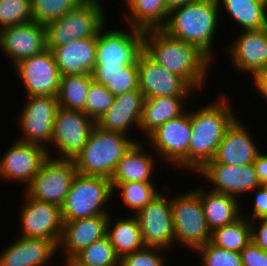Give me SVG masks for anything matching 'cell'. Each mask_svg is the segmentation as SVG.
I'll list each match as a JSON object with an SVG mask.
<instances>
[{"label": "cell", "mask_w": 267, "mask_h": 266, "mask_svg": "<svg viewBox=\"0 0 267 266\" xmlns=\"http://www.w3.org/2000/svg\"><path fill=\"white\" fill-rule=\"evenodd\" d=\"M143 52L168 72L182 77L195 91L205 85L213 63L196 45L173 38L162 29L144 31Z\"/></svg>", "instance_id": "cell-1"}, {"label": "cell", "mask_w": 267, "mask_h": 266, "mask_svg": "<svg viewBox=\"0 0 267 266\" xmlns=\"http://www.w3.org/2000/svg\"><path fill=\"white\" fill-rule=\"evenodd\" d=\"M219 98L191 112L192 136L189 145L191 171L198 172L213 159L225 131L237 118L227 98L223 96Z\"/></svg>", "instance_id": "cell-2"}, {"label": "cell", "mask_w": 267, "mask_h": 266, "mask_svg": "<svg viewBox=\"0 0 267 266\" xmlns=\"http://www.w3.org/2000/svg\"><path fill=\"white\" fill-rule=\"evenodd\" d=\"M219 9L217 0H199L178 6L170 10L162 30L173 38L196 45L212 60Z\"/></svg>", "instance_id": "cell-3"}, {"label": "cell", "mask_w": 267, "mask_h": 266, "mask_svg": "<svg viewBox=\"0 0 267 266\" xmlns=\"http://www.w3.org/2000/svg\"><path fill=\"white\" fill-rule=\"evenodd\" d=\"M135 142L126 134L106 131L95 125L86 145L73 158L77 173L111 179L118 162Z\"/></svg>", "instance_id": "cell-4"}, {"label": "cell", "mask_w": 267, "mask_h": 266, "mask_svg": "<svg viewBox=\"0 0 267 266\" xmlns=\"http://www.w3.org/2000/svg\"><path fill=\"white\" fill-rule=\"evenodd\" d=\"M112 195L110 179L77 173L61 206L63 221L109 215L103 205H107Z\"/></svg>", "instance_id": "cell-5"}, {"label": "cell", "mask_w": 267, "mask_h": 266, "mask_svg": "<svg viewBox=\"0 0 267 266\" xmlns=\"http://www.w3.org/2000/svg\"><path fill=\"white\" fill-rule=\"evenodd\" d=\"M176 244L196 251L211 240L198 187L170 198ZM182 243V244H181Z\"/></svg>", "instance_id": "cell-6"}, {"label": "cell", "mask_w": 267, "mask_h": 266, "mask_svg": "<svg viewBox=\"0 0 267 266\" xmlns=\"http://www.w3.org/2000/svg\"><path fill=\"white\" fill-rule=\"evenodd\" d=\"M102 6L80 4L60 18L45 25L47 47H60L73 40L97 37L106 23Z\"/></svg>", "instance_id": "cell-7"}, {"label": "cell", "mask_w": 267, "mask_h": 266, "mask_svg": "<svg viewBox=\"0 0 267 266\" xmlns=\"http://www.w3.org/2000/svg\"><path fill=\"white\" fill-rule=\"evenodd\" d=\"M76 174L73 159L48 156L24 190L30 198L61 207Z\"/></svg>", "instance_id": "cell-8"}, {"label": "cell", "mask_w": 267, "mask_h": 266, "mask_svg": "<svg viewBox=\"0 0 267 266\" xmlns=\"http://www.w3.org/2000/svg\"><path fill=\"white\" fill-rule=\"evenodd\" d=\"M192 136L191 111L167 121L147 138L161 159L189 170V145ZM163 156V157H162Z\"/></svg>", "instance_id": "cell-9"}, {"label": "cell", "mask_w": 267, "mask_h": 266, "mask_svg": "<svg viewBox=\"0 0 267 266\" xmlns=\"http://www.w3.org/2000/svg\"><path fill=\"white\" fill-rule=\"evenodd\" d=\"M126 30H106L103 27L97 35L95 66H112L126 68L137 61L143 51L144 31L128 26Z\"/></svg>", "instance_id": "cell-10"}, {"label": "cell", "mask_w": 267, "mask_h": 266, "mask_svg": "<svg viewBox=\"0 0 267 266\" xmlns=\"http://www.w3.org/2000/svg\"><path fill=\"white\" fill-rule=\"evenodd\" d=\"M95 121L83 111L58 107L53 124L52 140L60 159H73L86 145Z\"/></svg>", "instance_id": "cell-11"}, {"label": "cell", "mask_w": 267, "mask_h": 266, "mask_svg": "<svg viewBox=\"0 0 267 266\" xmlns=\"http://www.w3.org/2000/svg\"><path fill=\"white\" fill-rule=\"evenodd\" d=\"M20 114V128L24 134L19 141L37 144L46 148L51 144L53 124L59 107L57 96H29ZM44 142V143H43Z\"/></svg>", "instance_id": "cell-12"}, {"label": "cell", "mask_w": 267, "mask_h": 266, "mask_svg": "<svg viewBox=\"0 0 267 266\" xmlns=\"http://www.w3.org/2000/svg\"><path fill=\"white\" fill-rule=\"evenodd\" d=\"M15 71L29 96H57L61 73L51 50L23 59Z\"/></svg>", "instance_id": "cell-13"}, {"label": "cell", "mask_w": 267, "mask_h": 266, "mask_svg": "<svg viewBox=\"0 0 267 266\" xmlns=\"http://www.w3.org/2000/svg\"><path fill=\"white\" fill-rule=\"evenodd\" d=\"M135 216L138 219L145 246L168 250L175 243L173 213L169 196L166 197L160 193L140 209Z\"/></svg>", "instance_id": "cell-14"}, {"label": "cell", "mask_w": 267, "mask_h": 266, "mask_svg": "<svg viewBox=\"0 0 267 266\" xmlns=\"http://www.w3.org/2000/svg\"><path fill=\"white\" fill-rule=\"evenodd\" d=\"M24 195L26 199L19 214L23 231L20 237L43 238L58 245L64 223L61 207L30 198L25 192Z\"/></svg>", "instance_id": "cell-15"}, {"label": "cell", "mask_w": 267, "mask_h": 266, "mask_svg": "<svg viewBox=\"0 0 267 266\" xmlns=\"http://www.w3.org/2000/svg\"><path fill=\"white\" fill-rule=\"evenodd\" d=\"M139 90L145 99L155 97H189L194 89L180 76L156 64L143 51L138 55Z\"/></svg>", "instance_id": "cell-16"}, {"label": "cell", "mask_w": 267, "mask_h": 266, "mask_svg": "<svg viewBox=\"0 0 267 266\" xmlns=\"http://www.w3.org/2000/svg\"><path fill=\"white\" fill-rule=\"evenodd\" d=\"M0 47L13 64L47 49L44 24L30 21L0 30Z\"/></svg>", "instance_id": "cell-17"}, {"label": "cell", "mask_w": 267, "mask_h": 266, "mask_svg": "<svg viewBox=\"0 0 267 266\" xmlns=\"http://www.w3.org/2000/svg\"><path fill=\"white\" fill-rule=\"evenodd\" d=\"M47 157L43 146L17 140L1 157L0 176L7 180L25 182L26 188Z\"/></svg>", "instance_id": "cell-18"}, {"label": "cell", "mask_w": 267, "mask_h": 266, "mask_svg": "<svg viewBox=\"0 0 267 266\" xmlns=\"http://www.w3.org/2000/svg\"><path fill=\"white\" fill-rule=\"evenodd\" d=\"M197 173H201L214 188L211 191L237 196L254 191L260 186L253 164L231 166L220 163H206ZM252 190V191H251Z\"/></svg>", "instance_id": "cell-19"}, {"label": "cell", "mask_w": 267, "mask_h": 266, "mask_svg": "<svg viewBox=\"0 0 267 266\" xmlns=\"http://www.w3.org/2000/svg\"><path fill=\"white\" fill-rule=\"evenodd\" d=\"M241 31L228 53L237 70L254 78L267 68V28Z\"/></svg>", "instance_id": "cell-20"}, {"label": "cell", "mask_w": 267, "mask_h": 266, "mask_svg": "<svg viewBox=\"0 0 267 266\" xmlns=\"http://www.w3.org/2000/svg\"><path fill=\"white\" fill-rule=\"evenodd\" d=\"M260 152L249 132L237 117L225 131L213 159L207 163L231 166L253 164Z\"/></svg>", "instance_id": "cell-21"}, {"label": "cell", "mask_w": 267, "mask_h": 266, "mask_svg": "<svg viewBox=\"0 0 267 266\" xmlns=\"http://www.w3.org/2000/svg\"><path fill=\"white\" fill-rule=\"evenodd\" d=\"M108 220L109 215H96L89 218L63 221L58 249L63 246L61 248L63 255L74 257L82 249L106 236Z\"/></svg>", "instance_id": "cell-22"}, {"label": "cell", "mask_w": 267, "mask_h": 266, "mask_svg": "<svg viewBox=\"0 0 267 266\" xmlns=\"http://www.w3.org/2000/svg\"><path fill=\"white\" fill-rule=\"evenodd\" d=\"M144 100L139 88L116 96L112 106L95 122L96 126L126 135L133 124L139 129Z\"/></svg>", "instance_id": "cell-23"}, {"label": "cell", "mask_w": 267, "mask_h": 266, "mask_svg": "<svg viewBox=\"0 0 267 266\" xmlns=\"http://www.w3.org/2000/svg\"><path fill=\"white\" fill-rule=\"evenodd\" d=\"M51 50L63 75L91 74L96 65L97 37L73 40Z\"/></svg>", "instance_id": "cell-24"}, {"label": "cell", "mask_w": 267, "mask_h": 266, "mask_svg": "<svg viewBox=\"0 0 267 266\" xmlns=\"http://www.w3.org/2000/svg\"><path fill=\"white\" fill-rule=\"evenodd\" d=\"M58 245L43 238L20 237L0 253V266H45L55 256Z\"/></svg>", "instance_id": "cell-25"}, {"label": "cell", "mask_w": 267, "mask_h": 266, "mask_svg": "<svg viewBox=\"0 0 267 266\" xmlns=\"http://www.w3.org/2000/svg\"><path fill=\"white\" fill-rule=\"evenodd\" d=\"M199 196L207 226L211 232L216 228L234 223L242 216L240 203L234 196L211 190L205 192L203 187L199 188Z\"/></svg>", "instance_id": "cell-26"}, {"label": "cell", "mask_w": 267, "mask_h": 266, "mask_svg": "<svg viewBox=\"0 0 267 266\" xmlns=\"http://www.w3.org/2000/svg\"><path fill=\"white\" fill-rule=\"evenodd\" d=\"M144 150L140 142H135L118 162L111 183L152 182L155 161Z\"/></svg>", "instance_id": "cell-27"}, {"label": "cell", "mask_w": 267, "mask_h": 266, "mask_svg": "<svg viewBox=\"0 0 267 266\" xmlns=\"http://www.w3.org/2000/svg\"><path fill=\"white\" fill-rule=\"evenodd\" d=\"M186 98L167 96L145 99L139 126L140 132L146 134L145 136L148 137L167 121L180 117L185 113L183 111L185 108L183 102Z\"/></svg>", "instance_id": "cell-28"}, {"label": "cell", "mask_w": 267, "mask_h": 266, "mask_svg": "<svg viewBox=\"0 0 267 266\" xmlns=\"http://www.w3.org/2000/svg\"><path fill=\"white\" fill-rule=\"evenodd\" d=\"M121 1L129 8L130 14L125 13L124 20L130 27L147 31L162 29L165 26L170 12L165 0Z\"/></svg>", "instance_id": "cell-29"}, {"label": "cell", "mask_w": 267, "mask_h": 266, "mask_svg": "<svg viewBox=\"0 0 267 266\" xmlns=\"http://www.w3.org/2000/svg\"><path fill=\"white\" fill-rule=\"evenodd\" d=\"M110 216L107 223L106 236L119 259L145 246L138 219L134 214L130 218H119L118 221L116 219L113 228Z\"/></svg>", "instance_id": "cell-30"}, {"label": "cell", "mask_w": 267, "mask_h": 266, "mask_svg": "<svg viewBox=\"0 0 267 266\" xmlns=\"http://www.w3.org/2000/svg\"><path fill=\"white\" fill-rule=\"evenodd\" d=\"M243 30L267 28V6L257 0H217Z\"/></svg>", "instance_id": "cell-31"}, {"label": "cell", "mask_w": 267, "mask_h": 266, "mask_svg": "<svg viewBox=\"0 0 267 266\" xmlns=\"http://www.w3.org/2000/svg\"><path fill=\"white\" fill-rule=\"evenodd\" d=\"M93 83L91 74L61 76L57 95L59 106L85 113L87 92Z\"/></svg>", "instance_id": "cell-32"}, {"label": "cell", "mask_w": 267, "mask_h": 266, "mask_svg": "<svg viewBox=\"0 0 267 266\" xmlns=\"http://www.w3.org/2000/svg\"><path fill=\"white\" fill-rule=\"evenodd\" d=\"M210 242L225 250L241 252L251 242V223L241 216L234 223L214 229Z\"/></svg>", "instance_id": "cell-33"}, {"label": "cell", "mask_w": 267, "mask_h": 266, "mask_svg": "<svg viewBox=\"0 0 267 266\" xmlns=\"http://www.w3.org/2000/svg\"><path fill=\"white\" fill-rule=\"evenodd\" d=\"M111 186L113 193L115 189L119 190L121 200L134 215L160 194L152 182L111 183Z\"/></svg>", "instance_id": "cell-34"}, {"label": "cell", "mask_w": 267, "mask_h": 266, "mask_svg": "<svg viewBox=\"0 0 267 266\" xmlns=\"http://www.w3.org/2000/svg\"><path fill=\"white\" fill-rule=\"evenodd\" d=\"M74 257L87 266H119L120 261L107 236L82 249Z\"/></svg>", "instance_id": "cell-35"}, {"label": "cell", "mask_w": 267, "mask_h": 266, "mask_svg": "<svg viewBox=\"0 0 267 266\" xmlns=\"http://www.w3.org/2000/svg\"><path fill=\"white\" fill-rule=\"evenodd\" d=\"M79 0H31L32 20L46 25L76 9Z\"/></svg>", "instance_id": "cell-36"}, {"label": "cell", "mask_w": 267, "mask_h": 266, "mask_svg": "<svg viewBox=\"0 0 267 266\" xmlns=\"http://www.w3.org/2000/svg\"><path fill=\"white\" fill-rule=\"evenodd\" d=\"M30 21L31 0H0V30Z\"/></svg>", "instance_id": "cell-37"}, {"label": "cell", "mask_w": 267, "mask_h": 266, "mask_svg": "<svg viewBox=\"0 0 267 266\" xmlns=\"http://www.w3.org/2000/svg\"><path fill=\"white\" fill-rule=\"evenodd\" d=\"M115 96L107 87L94 82L87 92L85 114L95 122L112 106Z\"/></svg>", "instance_id": "cell-38"}, {"label": "cell", "mask_w": 267, "mask_h": 266, "mask_svg": "<svg viewBox=\"0 0 267 266\" xmlns=\"http://www.w3.org/2000/svg\"><path fill=\"white\" fill-rule=\"evenodd\" d=\"M196 250L201 254L200 266H243L240 252L219 248L210 241Z\"/></svg>", "instance_id": "cell-39"}, {"label": "cell", "mask_w": 267, "mask_h": 266, "mask_svg": "<svg viewBox=\"0 0 267 266\" xmlns=\"http://www.w3.org/2000/svg\"><path fill=\"white\" fill-rule=\"evenodd\" d=\"M160 250L163 252L164 249L144 246L122 257L119 261V266H164L165 257L161 256Z\"/></svg>", "instance_id": "cell-40"}, {"label": "cell", "mask_w": 267, "mask_h": 266, "mask_svg": "<svg viewBox=\"0 0 267 266\" xmlns=\"http://www.w3.org/2000/svg\"><path fill=\"white\" fill-rule=\"evenodd\" d=\"M106 87L115 97L138 89L139 77L137 61L134 64H130L126 68L121 69L113 78L112 82Z\"/></svg>", "instance_id": "cell-41"}, {"label": "cell", "mask_w": 267, "mask_h": 266, "mask_svg": "<svg viewBox=\"0 0 267 266\" xmlns=\"http://www.w3.org/2000/svg\"><path fill=\"white\" fill-rule=\"evenodd\" d=\"M243 266H267V252L252 241L240 252Z\"/></svg>", "instance_id": "cell-42"}, {"label": "cell", "mask_w": 267, "mask_h": 266, "mask_svg": "<svg viewBox=\"0 0 267 266\" xmlns=\"http://www.w3.org/2000/svg\"><path fill=\"white\" fill-rule=\"evenodd\" d=\"M256 190V191H255ZM256 192L253 207V214H241L249 221H255L258 218H267V186L260 185L254 189ZM246 215V216H245ZM249 215V216H248ZM250 215H253L252 217Z\"/></svg>", "instance_id": "cell-43"}, {"label": "cell", "mask_w": 267, "mask_h": 266, "mask_svg": "<svg viewBox=\"0 0 267 266\" xmlns=\"http://www.w3.org/2000/svg\"><path fill=\"white\" fill-rule=\"evenodd\" d=\"M258 221L256 226L254 220L251 223V241L259 248L267 252V218L255 219ZM258 227V228H257Z\"/></svg>", "instance_id": "cell-44"}, {"label": "cell", "mask_w": 267, "mask_h": 266, "mask_svg": "<svg viewBox=\"0 0 267 266\" xmlns=\"http://www.w3.org/2000/svg\"><path fill=\"white\" fill-rule=\"evenodd\" d=\"M120 70L119 67L95 66L91 76L94 82L106 87L112 82L113 78L120 72Z\"/></svg>", "instance_id": "cell-45"}, {"label": "cell", "mask_w": 267, "mask_h": 266, "mask_svg": "<svg viewBox=\"0 0 267 266\" xmlns=\"http://www.w3.org/2000/svg\"><path fill=\"white\" fill-rule=\"evenodd\" d=\"M253 166L260 185L267 186V154L260 152L253 162Z\"/></svg>", "instance_id": "cell-46"}, {"label": "cell", "mask_w": 267, "mask_h": 266, "mask_svg": "<svg viewBox=\"0 0 267 266\" xmlns=\"http://www.w3.org/2000/svg\"><path fill=\"white\" fill-rule=\"evenodd\" d=\"M254 87L258 92L267 99V68L260 71L254 78L251 77Z\"/></svg>", "instance_id": "cell-47"}, {"label": "cell", "mask_w": 267, "mask_h": 266, "mask_svg": "<svg viewBox=\"0 0 267 266\" xmlns=\"http://www.w3.org/2000/svg\"><path fill=\"white\" fill-rule=\"evenodd\" d=\"M169 10L176 8L178 6H183L189 3L197 2L199 0H165Z\"/></svg>", "instance_id": "cell-48"}, {"label": "cell", "mask_w": 267, "mask_h": 266, "mask_svg": "<svg viewBox=\"0 0 267 266\" xmlns=\"http://www.w3.org/2000/svg\"><path fill=\"white\" fill-rule=\"evenodd\" d=\"M66 266H87L85 264H82L79 260H77L75 257H65Z\"/></svg>", "instance_id": "cell-49"}, {"label": "cell", "mask_w": 267, "mask_h": 266, "mask_svg": "<svg viewBox=\"0 0 267 266\" xmlns=\"http://www.w3.org/2000/svg\"><path fill=\"white\" fill-rule=\"evenodd\" d=\"M79 1L81 3H85V4H96V5H99V6L102 5V3H100L102 1H100V0H79Z\"/></svg>", "instance_id": "cell-50"}, {"label": "cell", "mask_w": 267, "mask_h": 266, "mask_svg": "<svg viewBox=\"0 0 267 266\" xmlns=\"http://www.w3.org/2000/svg\"><path fill=\"white\" fill-rule=\"evenodd\" d=\"M257 1H260V2L264 3L267 6V0H257Z\"/></svg>", "instance_id": "cell-51"}]
</instances>
